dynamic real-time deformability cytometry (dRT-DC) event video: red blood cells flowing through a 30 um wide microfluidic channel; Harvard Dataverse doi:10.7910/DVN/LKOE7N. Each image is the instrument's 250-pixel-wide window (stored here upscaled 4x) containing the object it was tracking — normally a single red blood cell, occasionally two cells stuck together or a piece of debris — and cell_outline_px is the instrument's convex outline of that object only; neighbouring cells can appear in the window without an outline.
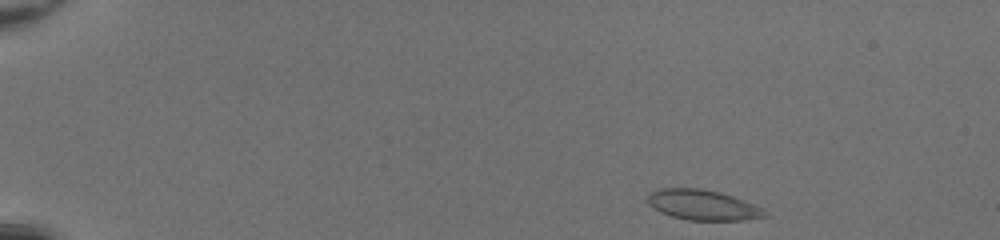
{"species": "common noctule bat (a hibernating species)", "species_latin": "Nyctalus noctula", "temperature_condition": "room temperature", "stored_images_in_passage": 43, "camera_frame_rate_fps": 3000, "um_per_image_px": 0.085, "animal": {"sex": "female", "body_mass_g": 20.0, "forearm_length_mm": 54.0}, "frame": {"image": 1, "passage_image": 1, "time_ms": 0.0, "image_size_px": [1000, 240], "cell_outline_px": [[768, 216], [744, 220], [688, 220], [672, 216], [660, 212], [652, 208], [648, 204], [648, 192], [660, 188], [700, 188], [720, 192], [744, 200], [764, 208]], "centroid_in_image_um": [59.72, 17.42], "position_along_channel_um": 25.3, "area_um2": 20.81}}
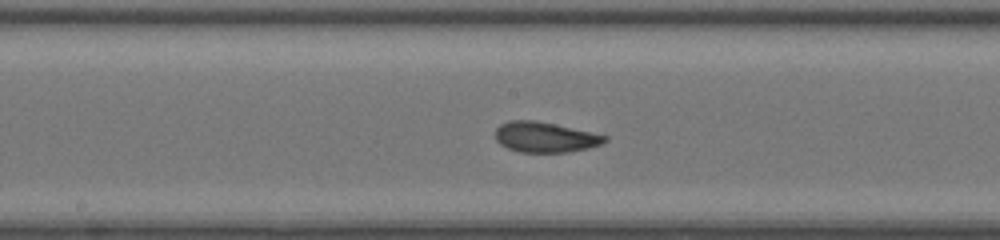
{"frame": {"image": 2, "passage_image": 22, "time_ms": 7.0, "image_size_px": [1000, 240], "cell_outline_px": [[608, 140], [600, 144], [588, 148], [568, 152], [520, 152], [508, 148], [500, 144], [496, 140], [496, 128], [500, 124], [508, 120], [536, 120], [608, 136]], "centroid_in_image_um": [46.3, 11.65], "position_along_channel_um": 201.9, "area_um2": 19.25}}
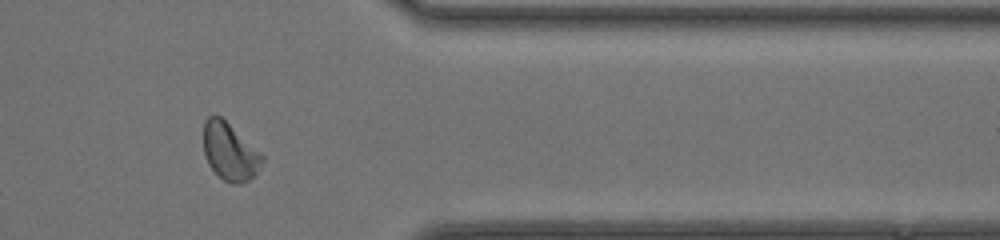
{"frame": {"image": 3, "passage_image": 36, "time_ms": 11.667, "image_size_px": [1000, 240], "cell_outline_px": [[264, 160], [256, 172], [248, 180], [240, 184], [232, 184], [224, 180], [208, 164], [204, 152], [204, 120], [208, 116], [220, 116], [264, 156]], "centroid_in_image_um": [19.52, 12.9], "position_along_channel_um": 391.9, "area_um2": 19.19}, "authors_computed_cell_mechanics": {"area_um2": 19.3052, "velocity_mm_per_s": 4.2696, "shape_relaxation_time_tau1_ms": 8.9425, "shape_relaxation_time_tau2_ms": 1.2417, "deformation_change_tau1": 0.1909, "deformation_change_tau2": 0.0556}}